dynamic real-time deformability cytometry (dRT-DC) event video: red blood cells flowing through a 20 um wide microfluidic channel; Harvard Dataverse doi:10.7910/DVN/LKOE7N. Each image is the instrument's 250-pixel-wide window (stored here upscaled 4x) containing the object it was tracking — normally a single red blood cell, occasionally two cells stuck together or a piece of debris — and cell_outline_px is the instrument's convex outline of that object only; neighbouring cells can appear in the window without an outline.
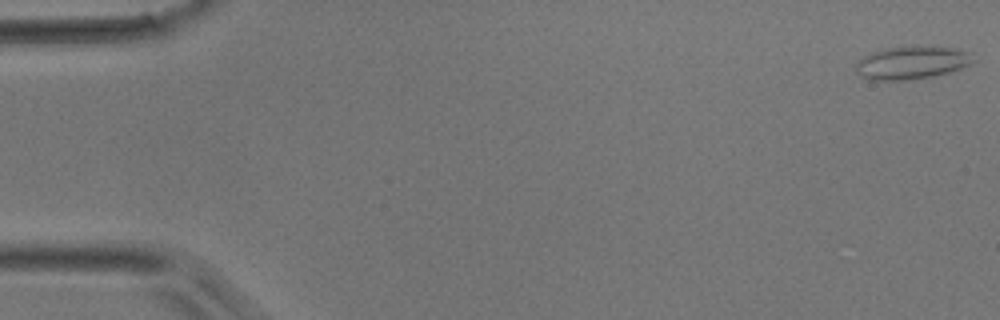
{"species": "common noctule bat (a hibernating species)", "species_latin": "Nyctalus noctula", "temperature_condition": "room temperature", "stored_images_in_passage": 24, "camera_frame_rate_fps": 3000, "um_per_image_px": 0.085, "animal": {"sex": "male", "body_mass_g": 17.9}, "frame": {"image": 1, "passage_image": 1, "time_ms": 0.0, "image_size_px": [1000, 320], "cell_outline_px": [[976, 60], [972, 64], [948, 72], [932, 76], [912, 80], [868, 80], [860, 76], [856, 72], [856, 64], [864, 56], [872, 52], [888, 48], [916, 44], [956, 48], [972, 52]], "centroid_in_image_um": [77.55, 5.3], "position_along_channel_um": 7.5, "area_um2": 23.12}}
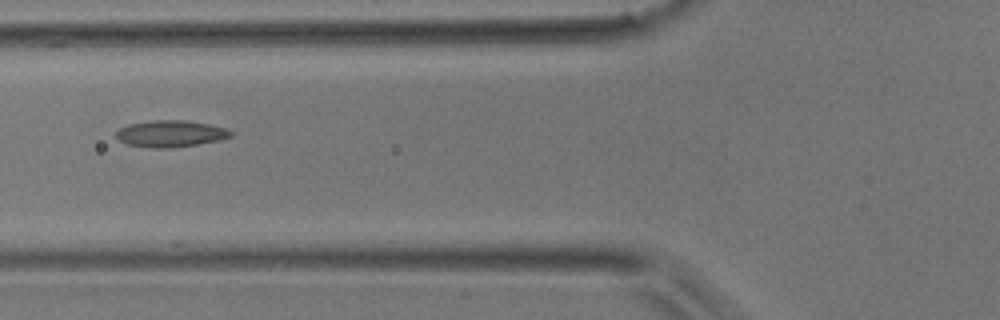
{"frame": {"image": 2, "passage_image": 19, "time_ms": 6.0, "image_size_px": [1000, 320], "cell_outline_px": [[236, 132], [232, 136], [220, 140], [196, 144], [168, 148], [152, 148], [128, 144], [120, 140], [116, 136], [116, 132], [120, 128], [128, 124], [152, 120], [184, 120], [208, 124], [224, 128]], "centroid_in_image_um": [14.52, 11.35], "position_along_channel_um": 111.3, "area_um2": 17.69}}
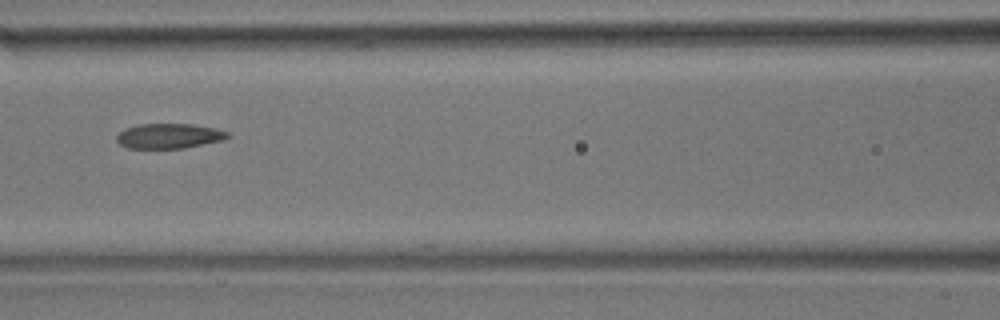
{"frame": {"image": 3, "passage_image": 22, "time_ms": 7.0, "image_size_px": [1000, 320], "cell_outline_px": [[232, 136], [224, 140], [184, 148], [128, 148], [120, 144], [116, 140], [116, 136], [124, 128], [140, 124], [192, 124], [216, 128], [228, 132]], "centroid_in_image_um": [14.39, 11.55], "position_along_channel_um": 152.2, "area_um2": 16.24}}